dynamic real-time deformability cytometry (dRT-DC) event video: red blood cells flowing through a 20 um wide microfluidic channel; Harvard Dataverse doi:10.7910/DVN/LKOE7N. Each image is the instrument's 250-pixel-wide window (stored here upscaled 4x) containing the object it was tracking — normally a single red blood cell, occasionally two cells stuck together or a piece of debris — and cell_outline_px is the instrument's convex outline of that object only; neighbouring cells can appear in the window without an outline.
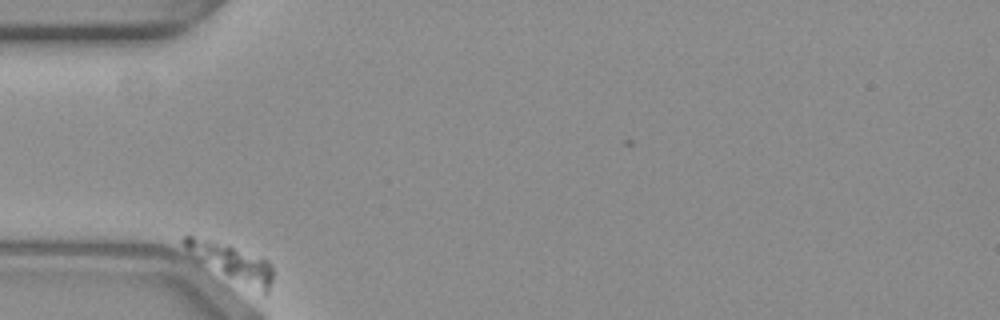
{"species": "common noctule bat (a hibernating species)", "species_latin": "Nyctalus noctula", "temperature_condition": "warm", "stored_images_in_passage": 14, "camera_frame_rate_fps": 3000, "um_per_image_px": 0.085, "animal": {"sex": "female", "body_mass_g": 19.3, "forearm_length_mm": 54.1}, "frame": {"image": 1, "passage_image": 1, "time_ms": 0.0, "image_size_px": [1000, 320], "cell_outline_px": [[272, 280], [268, 292], [264, 292], [228, 276], [200, 260], [188, 252], [180, 244], [180, 240], [184, 236], [192, 236], [212, 240], [228, 244], [268, 260], [272, 264]], "centroid_in_image_um": [19.67, 22.22], "position_along_channel_um": 65.3, "area_um2": 18.03}}
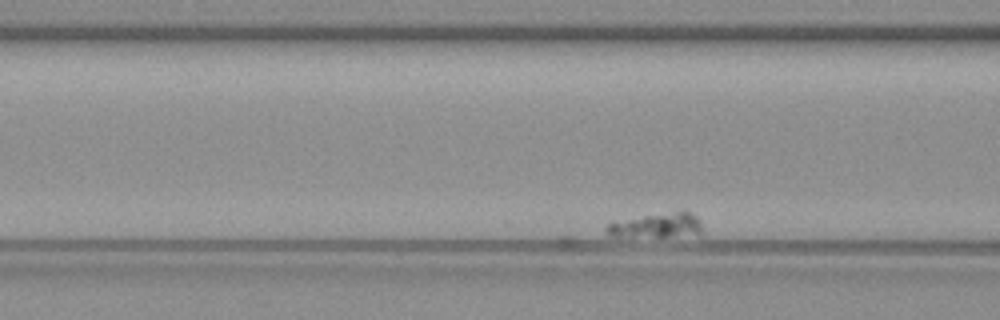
{"frame": {"image": 2, "passage_image": 9, "time_ms": 2.667, "image_size_px": [1000, 320], "cell_outline_px": [[700, 232], [672, 236], [608, 236], [604, 228], [612, 220], [684, 208], [692, 212], [696, 216], [700, 224]], "centroid_in_image_um": [55.74, 19.09], "position_along_channel_um": 110.9, "area_um2": 14.22}}